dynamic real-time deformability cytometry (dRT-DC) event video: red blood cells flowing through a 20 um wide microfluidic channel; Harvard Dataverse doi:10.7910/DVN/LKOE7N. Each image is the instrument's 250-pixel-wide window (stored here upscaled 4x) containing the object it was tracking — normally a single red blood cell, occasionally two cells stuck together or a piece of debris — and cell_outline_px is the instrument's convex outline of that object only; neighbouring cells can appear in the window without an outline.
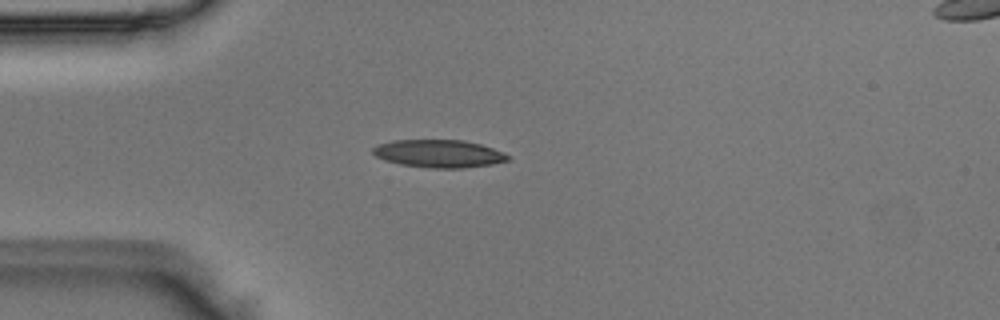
{"species": "Egyptian fruit bat (a non-hibernating species)", "species_latin": "Rousettus aegyptiacus", "temperature_condition": "room temperature", "stored_images_in_passage": 38, "camera_frame_rate_fps": 3000, "um_per_image_px": 0.085, "animal": {"sex": "male"}, "frame": {"image": 1, "passage_image": 1, "time_ms": 0.0, "image_size_px": [1000, 320], "cell_outline_px": [[512, 156], [508, 160], [492, 164], [464, 168], [432, 168], [400, 164], [384, 160], [376, 156], [372, 152], [372, 148], [376, 144], [392, 140], [464, 140], [480, 144], [504, 152]], "centroid_in_image_um": [37.3, 13.05], "position_along_channel_um": 47.7, "area_um2": 21.96}}
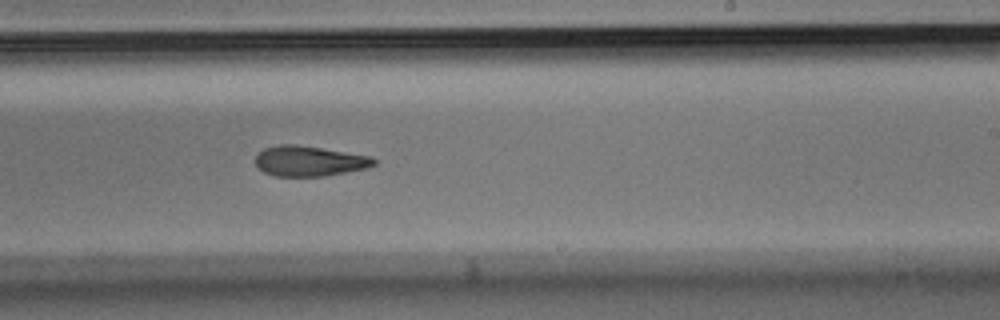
{"frame": {"image": 2, "passage_image": 18, "time_ms": 5.667, "image_size_px": [1000, 320], "cell_outline_px": [[376, 164], [368, 168], [324, 176], [276, 176], [264, 172], [256, 164], [256, 156], [264, 148], [280, 144], [296, 144], [372, 156], [376, 160]], "centroid_in_image_um": [26.32, 13.68], "position_along_channel_um": 262.7, "area_um2": 20.87}}
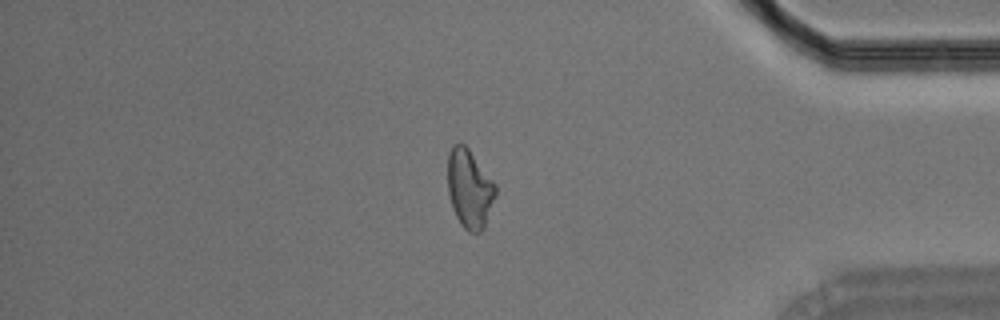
{"frame": {"image": 3, "passage_image": 30, "time_ms": 9.667, "image_size_px": [1000, 320], "cell_outline_px": [[496, 196], [484, 228], [480, 232], [468, 232], [460, 224], [452, 208], [448, 192], [448, 156], [452, 144], [464, 144], [468, 148], [496, 184]], "centroid_in_image_um": [39.91, 16.06], "position_along_channel_um": 395.3, "area_um2": 21.96}}